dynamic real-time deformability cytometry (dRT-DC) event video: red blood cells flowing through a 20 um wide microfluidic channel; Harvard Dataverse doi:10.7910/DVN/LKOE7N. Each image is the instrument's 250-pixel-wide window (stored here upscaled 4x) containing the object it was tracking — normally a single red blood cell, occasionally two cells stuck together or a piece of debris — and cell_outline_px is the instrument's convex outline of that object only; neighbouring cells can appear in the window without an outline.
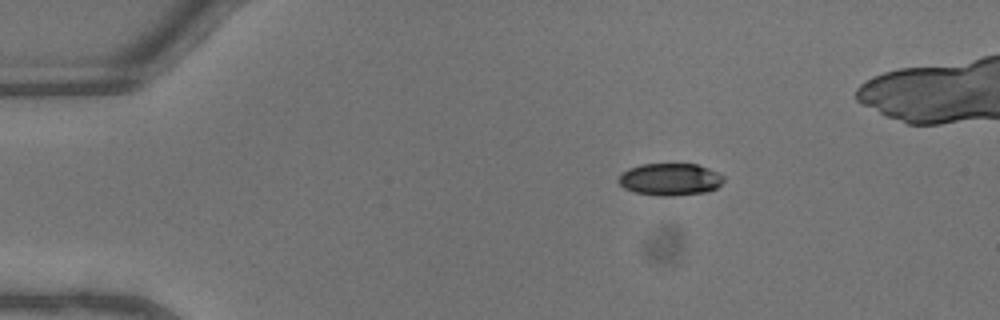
{"species": "common noctule bat (a hibernating species)", "species_latin": "Nyctalus noctula", "temperature_condition": "warm", "stored_images_in_passage": 36, "camera_frame_rate_fps": 3000, "um_per_image_px": 0.085, "animal": {"sex": "male", "body_mass_g": 13.3}, "frame": {"image": 1, "passage_image": 1, "time_ms": 0.0, "image_size_px": [1000, 320], "cell_outline_px": [[724, 180], [716, 188], [708, 192], [676, 196], [660, 196], [636, 192], [624, 188], [616, 180], [620, 172], [628, 168], [640, 164], [696, 164], [708, 168], [724, 176]], "centroid_in_image_um": [56.92, 15.25], "position_along_channel_um": 28.1, "area_um2": 19.94}}
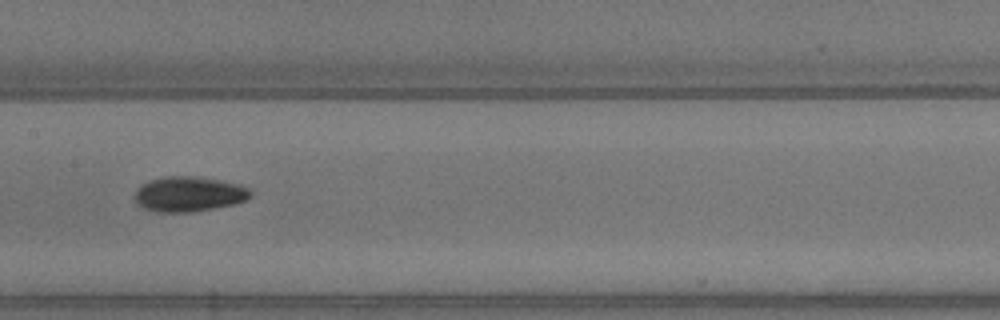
{"frame": {"image": 2, "passage_image": 16, "time_ms": 5.0, "image_size_px": [1000, 320], "cell_outline_px": [[252, 196], [244, 200], [232, 204], [192, 212], [156, 212], [144, 208], [136, 204], [136, 188], [140, 184], [148, 180], [164, 176], [200, 176], [240, 184], [252, 188]], "centroid_in_image_um": [16.05, 16.48], "position_along_channel_um": 191.4, "area_um2": 23.93}}
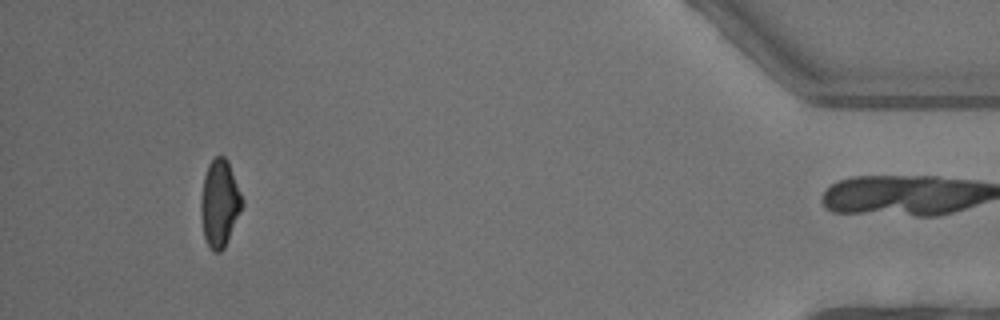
{"frame": {"image": 3, "passage_image": 35, "time_ms": 11.333, "image_size_px": [1000, 320], "cell_outline_px": [[244, 204], [228, 240], [224, 248], [220, 252], [212, 252], [204, 236], [200, 212], [200, 200], [204, 176], [208, 164], [216, 156], [224, 156], [228, 160], [244, 200]], "centroid_in_image_um": [18.67, 17.27], "position_along_channel_um": 416.5, "area_um2": 21.1}, "authors_computed_cell_mechanics": {"area_um2": 22.0218, "velocity_mm_per_s": 4.6554, "shape_relaxation_time_tau1_ms": 3.9164, "shape_relaxation_time_tau2_ms": 3.3809, "deformation_change_tau1": 0.144, "deformation_change_tau2": 0.088}}